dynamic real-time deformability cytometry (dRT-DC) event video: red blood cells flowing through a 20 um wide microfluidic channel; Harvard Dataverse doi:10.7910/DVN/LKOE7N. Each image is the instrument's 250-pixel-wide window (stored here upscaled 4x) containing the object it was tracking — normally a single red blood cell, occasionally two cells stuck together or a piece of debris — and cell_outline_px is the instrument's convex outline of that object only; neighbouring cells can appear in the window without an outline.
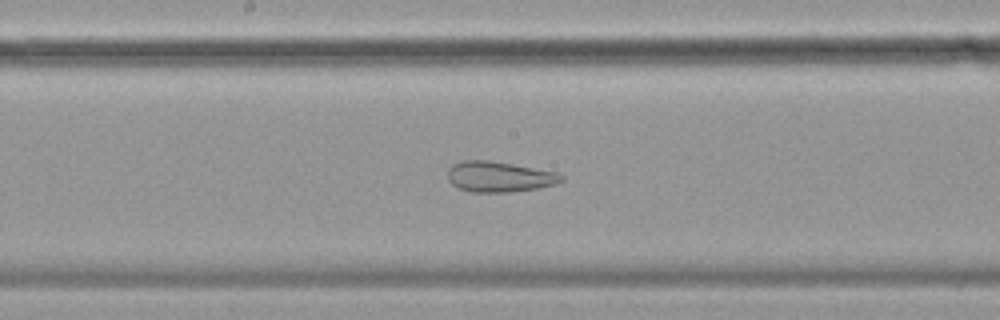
{"species": "common noctule bat (a hibernating species)", "species_latin": "Nyctalus noctula", "temperature_condition": "cold", "stored_images_in_passage": 56, "camera_frame_rate_fps": 3000, "um_per_image_px": 0.085, "animal": {"sex": "female", "body_mass_g": 19.9}, "frame": {"image": 1, "passage_image": 28, "time_ms": 9.0, "image_size_px": [1000, 320], "cell_outline_px": [[564, 180], [556, 184], [540, 188], [512, 192], [472, 192], [460, 188], [452, 184], [448, 180], [448, 168], [452, 164], [464, 160], [488, 160], [512, 164], [556, 172], [564, 176]], "centroid_in_image_um": [42.44, 15.02], "position_along_channel_um": 205.8, "area_um2": 20.29}}
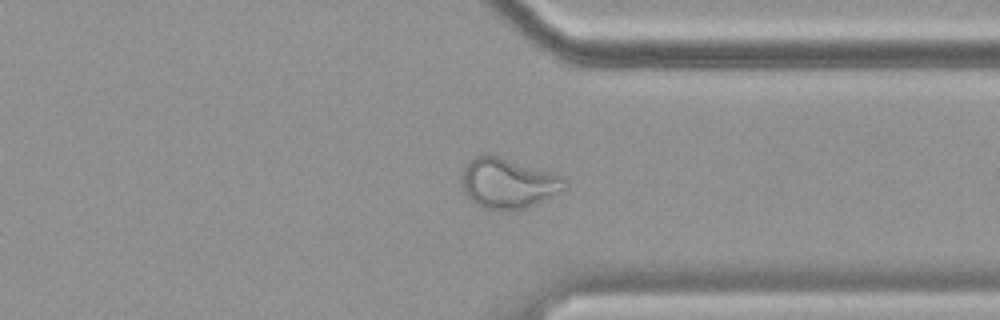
{"frame": {"image": 2, "passage_image": 42, "time_ms": 13.667, "image_size_px": [1000, 320], "cell_outline_px": [[568, 184], [564, 188], [536, 204], [524, 208], [484, 208], [468, 200], [460, 184], [460, 172], [476, 156], [484, 152], [488, 152], [552, 172], [564, 176], [568, 180]], "centroid_in_image_um": [43.14, 15.52], "position_along_channel_um": 368.3, "area_um2": 30.29}}
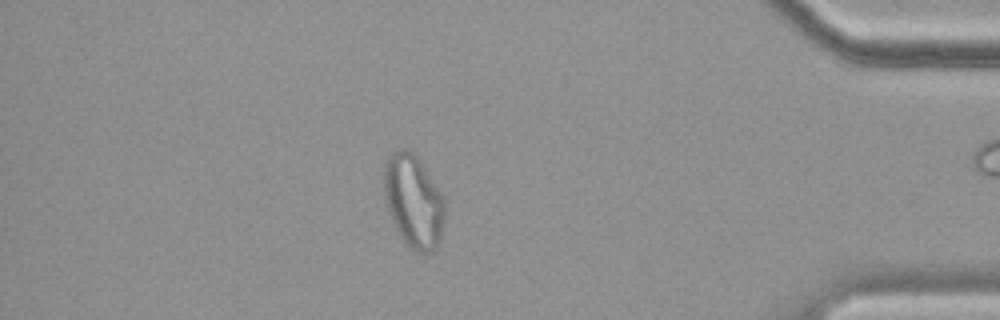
{"frame": {"image": 3, "passage_image": 48, "time_ms": 15.667, "image_size_px": [1000, 320], "cell_outline_px": [[444, 220], [440, 240], [436, 248], [432, 252], [416, 252], [400, 236], [388, 212], [384, 192], [384, 160], [392, 152], [400, 148], [404, 148], [412, 152], [420, 160], [444, 196]], "centroid_in_image_um": [35.14, 17.07], "position_along_channel_um": 400.1, "area_um2": 33.0}}